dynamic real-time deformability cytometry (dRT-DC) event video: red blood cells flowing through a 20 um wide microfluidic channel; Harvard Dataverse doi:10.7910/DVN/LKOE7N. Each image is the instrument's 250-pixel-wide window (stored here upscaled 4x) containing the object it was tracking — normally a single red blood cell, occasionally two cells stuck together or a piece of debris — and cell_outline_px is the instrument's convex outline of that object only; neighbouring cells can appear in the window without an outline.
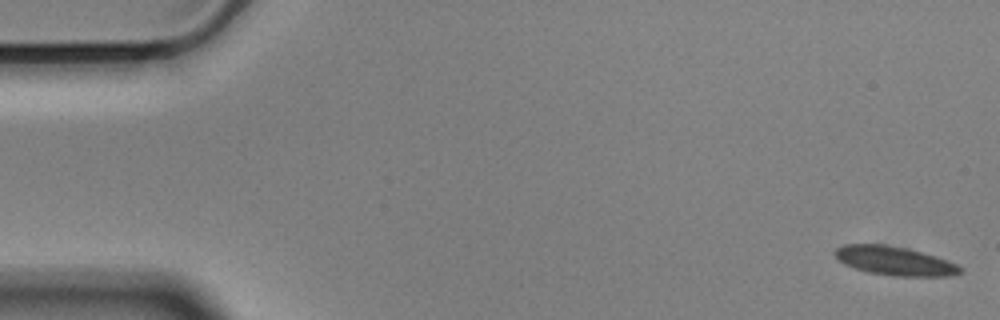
{"species": "Egyptian fruit bat (a non-hibernating species)", "species_latin": "Rousettus aegyptiacus", "temperature_condition": "cold", "stored_images_in_passage": 7, "camera_frame_rate_fps": 3000, "um_per_image_px": 0.085, "animal": {"sex": "male"}, "frame": {"image": 1, "passage_image": 1, "time_ms": 0.0, "image_size_px": [1000, 320], "cell_outline_px": [[964, 268], [960, 272], [948, 276], [892, 276], [868, 272], [844, 264], [832, 252], [836, 248], [844, 244], [884, 244], [908, 248], [936, 256], [956, 264]], "centroid_in_image_um": [76.03, 22.16], "position_along_channel_um": 9.0, "area_um2": 21.04}}